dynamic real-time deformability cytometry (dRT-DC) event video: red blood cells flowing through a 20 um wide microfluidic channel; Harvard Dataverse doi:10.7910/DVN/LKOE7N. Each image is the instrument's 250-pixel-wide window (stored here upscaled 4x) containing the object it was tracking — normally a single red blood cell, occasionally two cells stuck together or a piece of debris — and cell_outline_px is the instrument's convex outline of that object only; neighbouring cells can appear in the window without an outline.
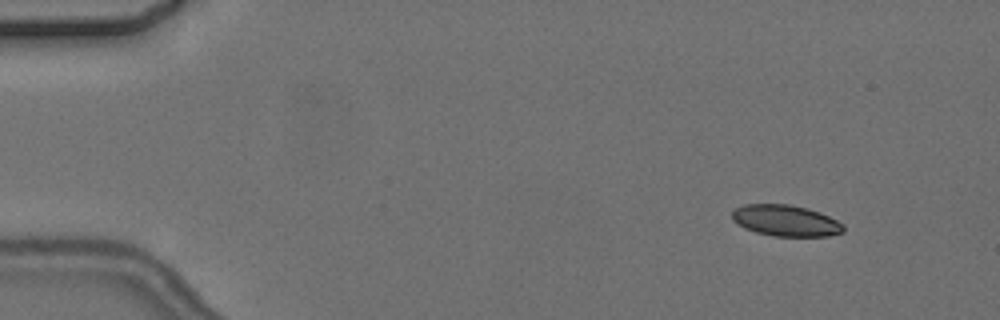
{"species": "common noctule bat (a hibernating species)", "species_latin": "Nyctalus noctula", "temperature_condition": "cold", "stored_images_in_passage": 4, "camera_frame_rate_fps": 3000, "um_per_image_px": 0.085, "animal": {"sex": "female", "body_mass_g": 24.6, "forearm_length_mm": 56.2}, "frame": {"image": 1, "passage_image": 2, "time_ms": 1.0, "image_size_px": [1000, 320], "cell_outline_px": [[844, 232], [828, 236], [772, 236], [756, 232], [744, 228], [736, 224], [732, 220], [732, 212], [736, 208], [744, 204], [788, 204], [808, 208], [828, 216], [844, 224]], "centroid_in_image_um": [66.77, 18.75], "position_along_channel_um": 18.2, "area_um2": 20.35}}